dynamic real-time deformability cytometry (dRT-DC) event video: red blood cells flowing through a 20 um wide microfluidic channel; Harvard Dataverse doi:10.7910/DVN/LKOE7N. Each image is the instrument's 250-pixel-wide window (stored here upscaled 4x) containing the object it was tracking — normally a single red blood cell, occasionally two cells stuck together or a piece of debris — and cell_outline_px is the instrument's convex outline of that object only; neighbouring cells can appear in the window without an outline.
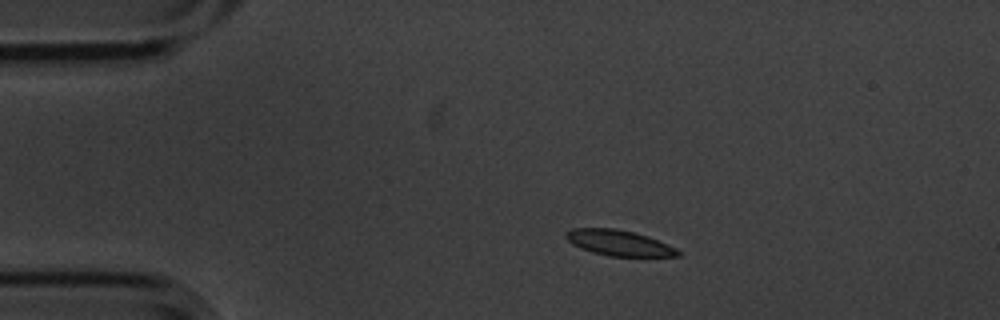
{"species": "common noctule bat (a hibernating species)", "species_latin": "Nyctalus noctula", "temperature_condition": "cold", "stored_images_in_passage": 8, "camera_frame_rate_fps": 3000, "um_per_image_px": 0.085, "animal": {"sex": "male", "body_mass_g": 20.1, "forearm_length_mm": 53.5}, "frame": {"image": 1, "passage_image": 1, "time_ms": 0.0, "image_size_px": [1000, 320], "cell_outline_px": [[680, 256], [608, 256], [592, 252], [580, 248], [572, 244], [564, 236], [564, 232], [572, 228], [612, 228], [632, 232], [648, 236], [668, 244], [676, 248], [680, 252]], "centroid_in_image_um": [52.57, 20.64], "position_along_channel_um": 32.4, "area_um2": 16.7}}
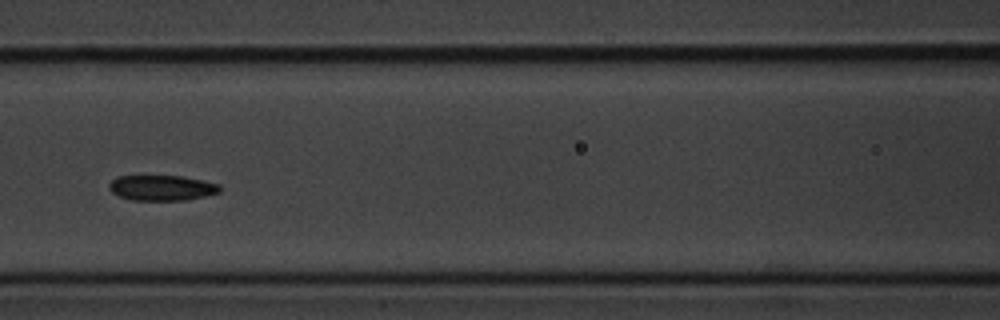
{"frame": {"image": 2, "passage_image": 5, "time_ms": 1.333, "image_size_px": [1000, 320], "cell_outline_px": [[220, 192], [188, 200], [132, 200], [120, 196], [112, 192], [108, 188], [108, 184], [116, 176], [180, 176], [220, 184]], "centroid_in_image_um": [13.73, 15.97], "position_along_channel_um": 152.9, "area_um2": 16.3}}
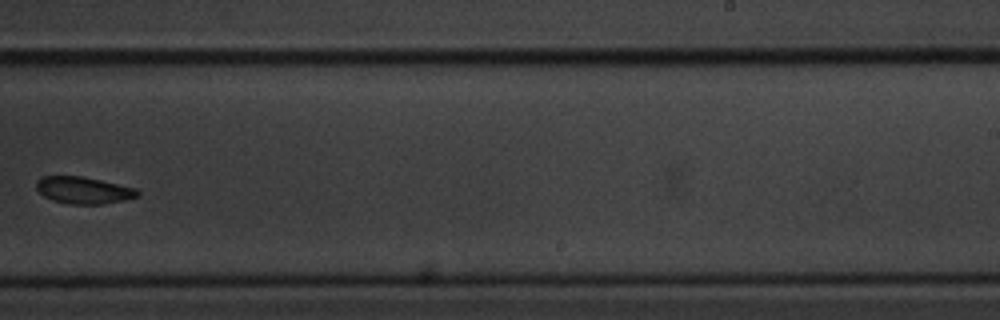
{"frame": {"image": 3, "passage_image": 8, "time_ms": 2.333, "image_size_px": [1000, 320], "cell_outline_px": [[140, 196], [124, 200], [100, 204], [68, 204], [52, 200], [44, 196], [36, 188], [36, 180], [44, 176], [84, 176], [136, 188], [140, 192]], "centroid_in_image_um": [7.11, 16.16], "position_along_channel_um": 281.9, "area_um2": 15.95}}